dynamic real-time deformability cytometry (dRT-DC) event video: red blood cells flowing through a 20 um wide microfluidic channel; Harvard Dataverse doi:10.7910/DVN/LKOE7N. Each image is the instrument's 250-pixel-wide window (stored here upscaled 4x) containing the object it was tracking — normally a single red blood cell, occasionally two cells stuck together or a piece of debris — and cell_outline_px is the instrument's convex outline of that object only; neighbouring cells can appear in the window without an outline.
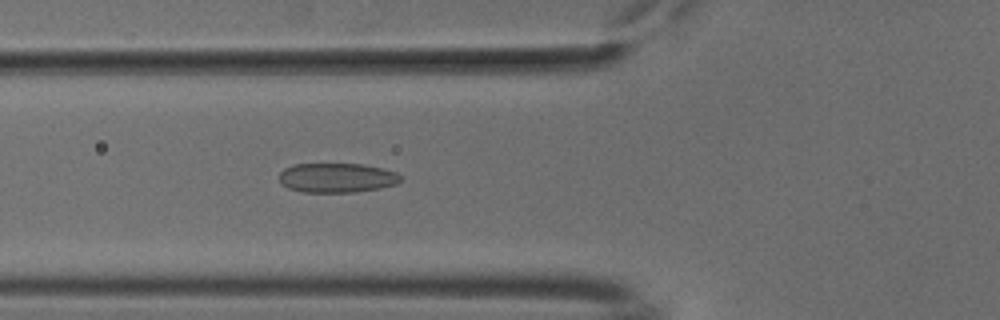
{"species": "common noctule bat (a hibernating species)", "species_latin": "Nyctalus noctula", "temperature_condition": "cold", "stored_images_in_passage": 37, "camera_frame_rate_fps": 3000, "um_per_image_px": 0.085, "animal": {"sex": "male", "body_mass_g": 18.8}, "frame": {"image": 1, "passage_image": 4, "time_ms": 1.0, "image_size_px": [1000, 320], "cell_outline_px": [[400, 180], [396, 184], [380, 188], [356, 192], [304, 192], [288, 188], [280, 184], [280, 172], [284, 168], [292, 164], [364, 164], [396, 172], [400, 176]], "centroid_in_image_um": [28.6, 15.11], "position_along_channel_um": 97.2, "area_um2": 20.87}}
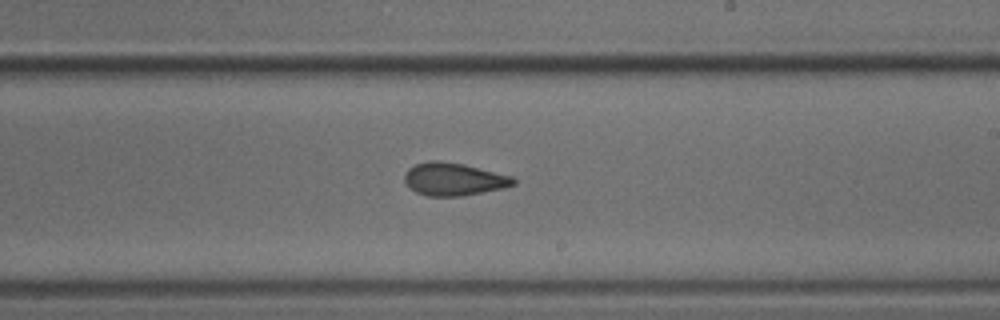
{"frame": {"image": 2, "passage_image": 16, "time_ms": 5.0, "image_size_px": [1000, 320], "cell_outline_px": [[516, 184], [504, 188], [460, 196], [428, 196], [416, 192], [408, 188], [404, 180], [404, 172], [408, 168], [416, 164], [428, 160], [436, 160], [464, 164], [512, 176], [516, 180]], "centroid_in_image_um": [38.54, 15.22], "position_along_channel_um": 250.5, "area_um2": 20.92}}
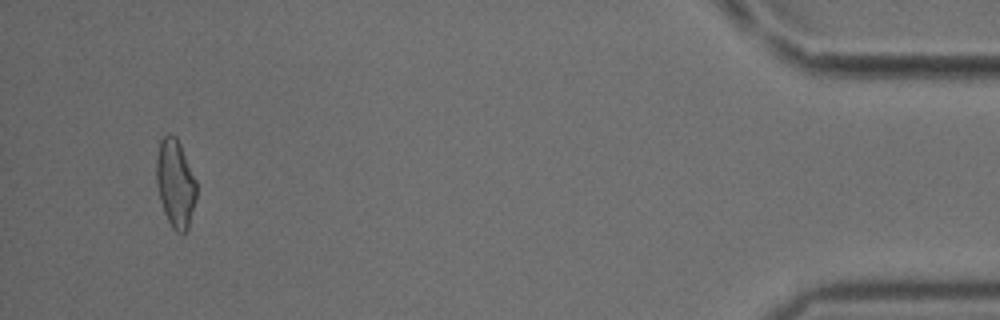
{"frame": {"image": 3, "passage_image": 35, "time_ms": 11.333, "image_size_px": [1000, 320], "cell_outline_px": [[196, 200], [188, 228], [184, 232], [176, 232], [172, 228], [164, 212], [160, 200], [156, 184], [156, 156], [160, 140], [168, 132], [176, 136], [180, 144], [196, 180]], "centroid_in_image_um": [14.89, 15.57], "position_along_channel_um": 420.3, "area_um2": 20.63}, "authors_computed_cell_mechanics": {"area_um2": 20.4612, "velocity_mm_per_s": 3.8155, "shape_relaxation_time_tau1_ms": null, "shape_relaxation_time_tau2_ms": 1.9016, "deformation_change_tau1": null, "deformation_change_tau2": 0.0775}}